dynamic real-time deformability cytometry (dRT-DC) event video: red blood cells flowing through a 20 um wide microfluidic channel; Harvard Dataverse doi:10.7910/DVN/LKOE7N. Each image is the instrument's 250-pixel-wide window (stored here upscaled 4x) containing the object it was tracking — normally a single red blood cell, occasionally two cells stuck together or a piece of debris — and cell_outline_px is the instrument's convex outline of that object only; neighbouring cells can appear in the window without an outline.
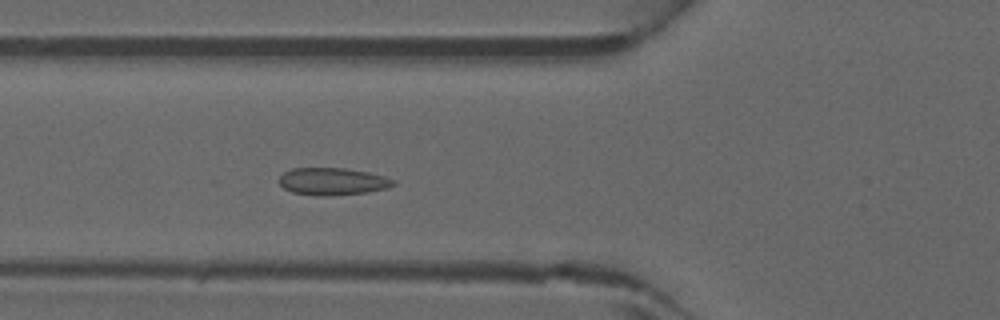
{"species": "common noctule bat (a hibernating species)", "species_latin": "Nyctalus noctula", "temperature_condition": "warm", "stored_images_in_passage": 42, "camera_frame_rate_fps": 3000, "um_per_image_px": 0.085, "animal": {"sex": "male", "forearm_length_mm": 52.5}, "frame": {"image": 1, "passage_image": 14, "time_ms": 4.333, "image_size_px": [1000, 320], "cell_outline_px": [[396, 184], [388, 188], [368, 192], [328, 196], [316, 196], [292, 192], [284, 188], [276, 180], [284, 172], [292, 168], [344, 168], [368, 172], [384, 176], [396, 180]], "centroid_in_image_um": [28.26, 15.42], "position_along_channel_um": 97.5, "area_um2": 18.38}}
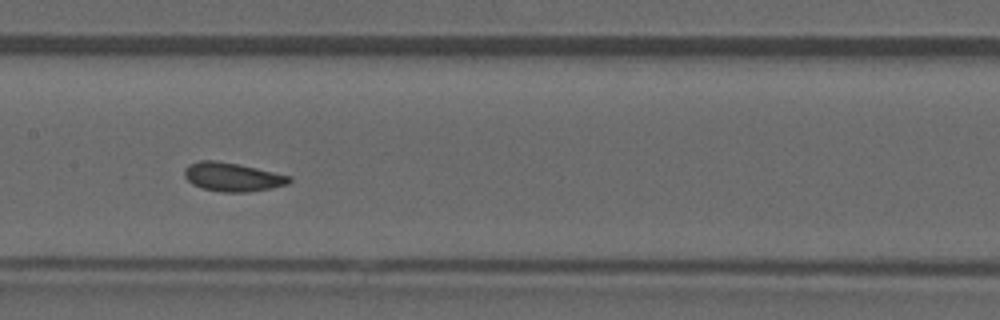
{"frame": {"image": 2, "passage_image": 20, "time_ms": 6.333, "image_size_px": [1000, 320], "cell_outline_px": [[292, 180], [288, 184], [272, 188], [248, 192], [220, 192], [200, 188], [192, 184], [184, 176], [184, 168], [188, 164], [200, 160], [216, 160], [256, 168], [292, 176]], "centroid_in_image_um": [19.74, 15.05], "position_along_channel_um": 187.7, "area_um2": 17.69}}
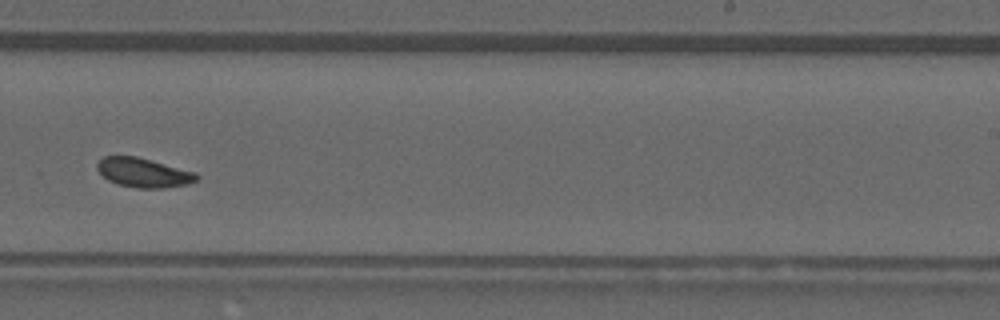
{"frame": {"image": 3, "passage_image": 26, "time_ms": 8.333, "image_size_px": [1000, 320], "cell_outline_px": [[200, 176], [196, 180], [188, 184], [164, 188], [136, 188], [120, 184], [108, 180], [96, 168], [96, 164], [104, 156], [136, 156], [196, 172]], "centroid_in_image_um": [12.21, 14.67], "position_along_channel_um": 276.8, "area_um2": 16.88}}